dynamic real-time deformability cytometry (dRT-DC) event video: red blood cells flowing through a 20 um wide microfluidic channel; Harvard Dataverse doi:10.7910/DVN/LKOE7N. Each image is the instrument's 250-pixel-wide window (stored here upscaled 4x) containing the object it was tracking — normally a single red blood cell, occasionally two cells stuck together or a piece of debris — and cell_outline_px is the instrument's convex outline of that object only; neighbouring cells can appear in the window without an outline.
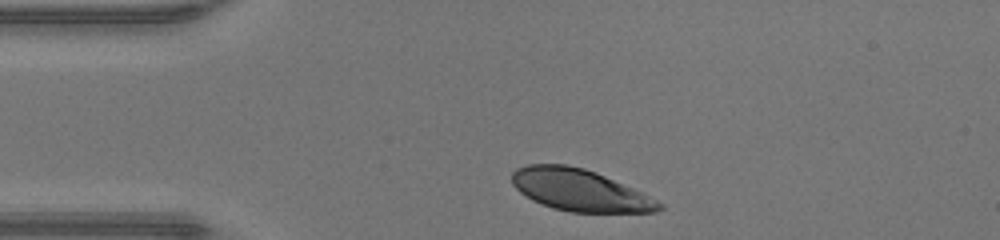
{"species": "human", "species_latin": "Homo sapiens", "temperature_condition": "warm", "stored_images_in_passage": 26, "camera_frame_rate_fps": 3000, "um_per_image_px": 0.085, "donor": {"sex": "male"}, "frame": {"image": 1, "passage_image": 1, "time_ms": 0.0, "image_size_px": [1000, 240], "cell_outline_px": [[664, 208], [656, 212], [572, 212], [552, 208], [532, 200], [520, 192], [512, 184], [512, 172], [516, 168], [528, 164], [568, 164], [584, 168], [596, 172], [632, 188], [664, 204]], "centroid_in_image_um": [49.25, 16.16], "position_along_channel_um": 35.8, "area_um2": 35.72}}
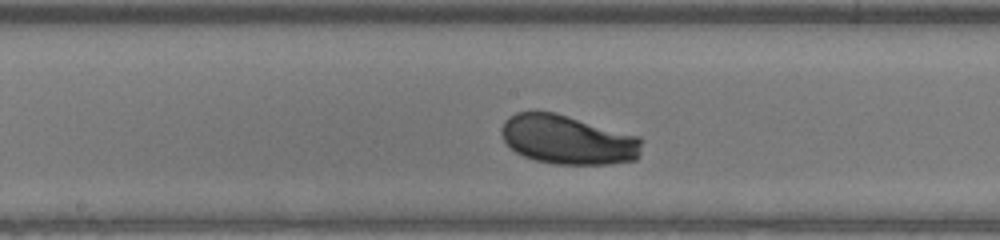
{"frame": {"image": 2, "passage_image": 15, "time_ms": 4.667, "image_size_px": [1000, 240], "cell_outline_px": [[640, 156], [636, 160], [608, 164], [556, 164], [536, 160], [524, 156], [516, 152], [504, 140], [500, 132], [500, 128], [504, 120], [508, 116], [516, 112], [556, 112], [640, 136]], "centroid_in_image_um": [48.26, 11.86], "position_along_channel_um": 199.9, "area_um2": 40.34}}
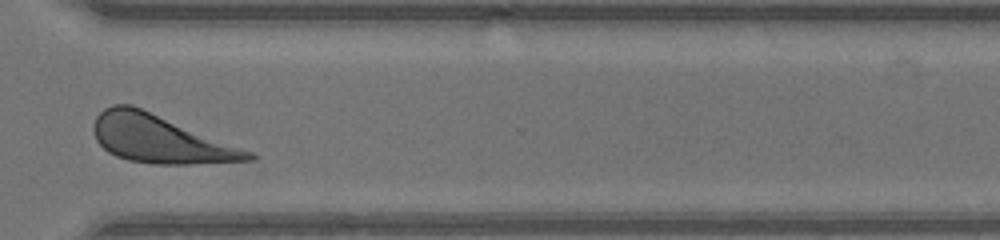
{"frame": {"image": 3, "passage_image": 26, "time_ms": 8.333, "image_size_px": [1000, 240], "cell_outline_px": [[256, 160], [188, 164], [152, 164], [128, 160], [116, 156], [108, 152], [96, 140], [92, 132], [92, 124], [96, 116], [104, 108], [112, 104], [132, 104], [252, 152], [256, 156]], "centroid_in_image_um": [13.54, 11.81], "position_along_channel_um": 357.1, "area_um2": 43.0}}